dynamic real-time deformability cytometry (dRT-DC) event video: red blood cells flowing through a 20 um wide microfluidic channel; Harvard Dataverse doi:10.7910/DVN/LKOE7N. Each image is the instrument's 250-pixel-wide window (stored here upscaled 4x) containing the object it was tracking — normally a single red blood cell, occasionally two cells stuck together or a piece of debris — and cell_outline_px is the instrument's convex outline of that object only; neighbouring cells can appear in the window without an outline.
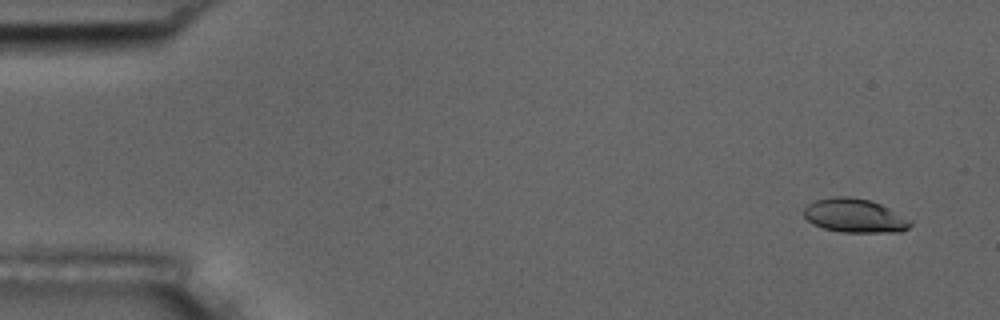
{"species": "common noctule bat (a hibernating species)", "species_latin": "Nyctalus noctula", "temperature_condition": "room temperature", "stored_images_in_passage": 6, "camera_frame_rate_fps": 3000, "um_per_image_px": 0.085, "animal": {"sex": "male", "body_mass_g": 17.5, "forearm_length_mm": 52.3}, "frame": {"image": 1, "passage_image": 1, "time_ms": 0.0, "image_size_px": [1000, 320], "cell_outline_px": [[912, 224], [908, 228], [900, 232], [840, 232], [824, 228], [812, 224], [804, 216], [804, 208], [808, 204], [816, 200], [832, 196], [848, 196], [868, 200], [880, 204], [912, 220]], "centroid_in_image_um": [72.64, 18.33], "position_along_channel_um": 12.4, "area_um2": 20.98}}